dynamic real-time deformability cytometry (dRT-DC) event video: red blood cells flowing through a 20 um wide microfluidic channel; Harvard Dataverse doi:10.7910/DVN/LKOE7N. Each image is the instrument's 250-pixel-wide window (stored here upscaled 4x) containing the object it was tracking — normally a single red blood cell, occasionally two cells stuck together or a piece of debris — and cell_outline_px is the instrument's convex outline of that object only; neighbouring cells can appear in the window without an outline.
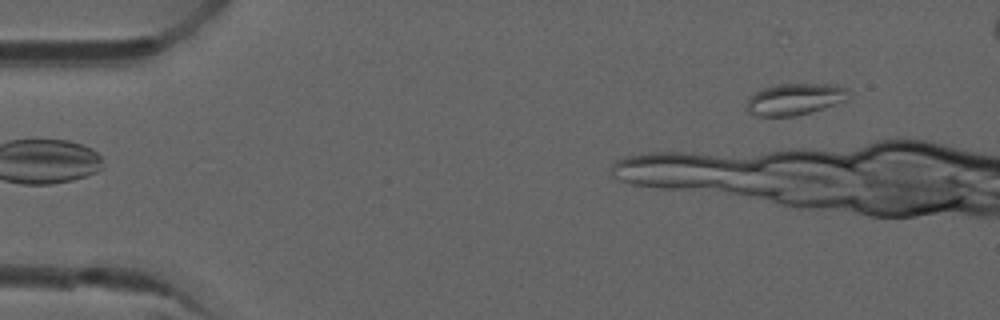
{"species": "common noctule bat (a hibernating species)", "species_latin": "Nyctalus noctula", "temperature_condition": "room temperature", "stored_images_in_passage": 5, "camera_frame_rate_fps": 3000, "um_per_image_px": 0.085, "animal": {"sex": "male", "forearm_length_mm": 52.5}, "frame": {"image": 1, "passage_image": 5, "time_ms": 1.333, "image_size_px": [1000, 320], "cell_outline_px": [[852, 96], [848, 100], [836, 104], [796, 116], [756, 116], [748, 112], [744, 104], [748, 96], [764, 88], [776, 84], [836, 84], [848, 88], [852, 92]], "centroid_in_image_um": [67.59, 8.42], "position_along_channel_um": 17.4, "area_um2": 19.25}}